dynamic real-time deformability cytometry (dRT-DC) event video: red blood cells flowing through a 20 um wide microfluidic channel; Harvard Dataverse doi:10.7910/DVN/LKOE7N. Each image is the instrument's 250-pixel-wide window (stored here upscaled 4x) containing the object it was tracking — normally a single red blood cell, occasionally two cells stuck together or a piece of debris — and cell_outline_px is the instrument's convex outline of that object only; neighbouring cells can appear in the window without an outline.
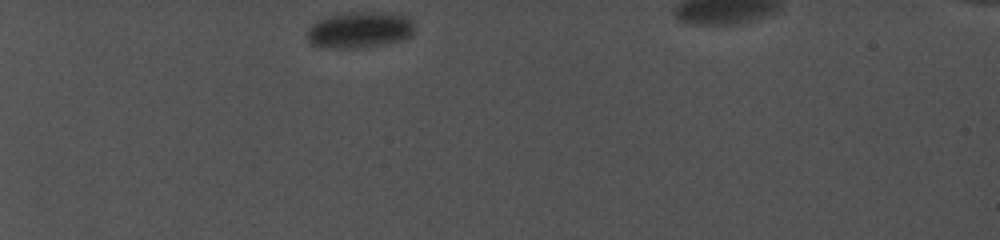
{"species": "common noctule bat (a hibernating species)", "species_latin": "Nyctalus noctula", "temperature_condition": "cold", "stored_images_in_passage": 11, "camera_frame_rate_fps": 5000, "um_per_image_px": 0.085, "animal": {"sex": "female", "body_mass_g": 19.0, "forearm_length_mm": 56.7}, "frame": {"image": 1, "passage_image": 1, "time_ms": 0.0, "image_size_px": [1000, 240], "cell_outline_px": [[416, 28], [408, 36], [400, 40], [384, 44], [360, 48], [320, 48], [312, 44], [308, 40], [308, 28], [316, 20], [324, 16], [344, 12], [384, 12], [404, 16], [412, 20]], "centroid_in_image_um": [30.52, 2.53], "position_along_channel_um": 54.5, "area_um2": 22.95}}
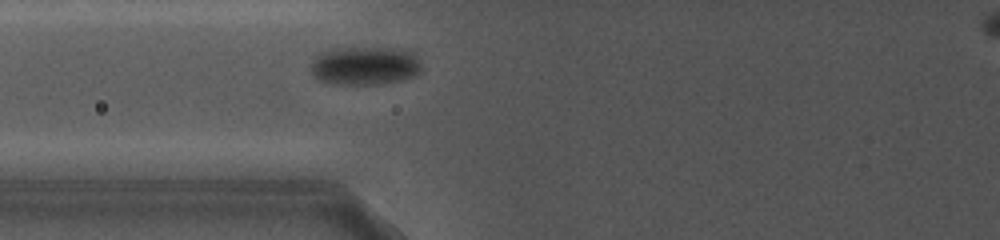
{"frame": {"image": 2, "passage_image": 8, "time_ms": 2.8, "image_size_px": [1000, 240], "cell_outline_px": [[420, 72], [412, 76], [392, 80], [368, 84], [352, 84], [316, 80], [312, 72], [312, 56], [328, 48], [372, 44], [400, 48], [412, 52], [420, 60]], "centroid_in_image_um": [30.97, 5.47], "position_along_channel_um": 94.8, "area_um2": 25.49}}